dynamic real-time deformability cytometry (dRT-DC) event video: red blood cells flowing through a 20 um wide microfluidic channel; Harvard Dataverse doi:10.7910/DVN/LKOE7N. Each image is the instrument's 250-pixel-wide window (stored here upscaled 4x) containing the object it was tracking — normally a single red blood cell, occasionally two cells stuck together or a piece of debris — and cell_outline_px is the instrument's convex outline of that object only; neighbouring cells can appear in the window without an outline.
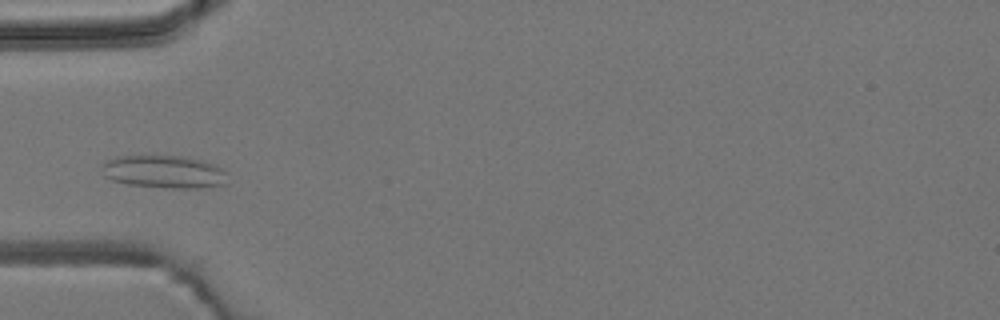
{"species": "common noctule bat (a hibernating species)", "species_latin": "Nyctalus noctula", "temperature_condition": "room temperature", "stored_images_in_passage": 4, "camera_frame_rate_fps": 3000, "um_per_image_px": 0.085, "animal": {"sex": "male", "body_mass_g": 19.2, "forearm_length_mm": 51.8}, "frame": {"image": 1, "passage_image": 4, "time_ms": 3.333, "image_size_px": [1000, 320], "cell_outline_px": [[228, 184], [200, 188], [172, 188], [128, 184], [112, 180], [104, 176], [100, 164], [104, 160], [116, 156], [180, 156], [200, 160], [212, 164], [220, 168], [224, 172]], "centroid_in_image_um": [13.88, 14.6], "position_along_channel_um": 71.1, "area_um2": 23.99}}